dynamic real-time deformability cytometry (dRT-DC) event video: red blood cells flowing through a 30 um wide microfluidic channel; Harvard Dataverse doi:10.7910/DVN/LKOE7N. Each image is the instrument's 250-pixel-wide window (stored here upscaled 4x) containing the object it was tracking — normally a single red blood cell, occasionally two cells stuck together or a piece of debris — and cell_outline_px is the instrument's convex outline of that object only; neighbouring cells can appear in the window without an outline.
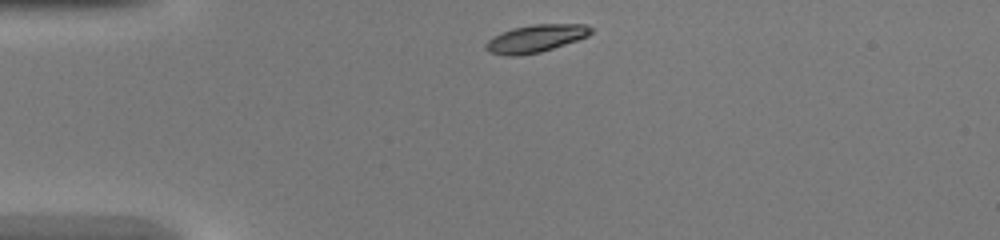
{"species": "common noctule bat (a hibernating species)", "species_latin": "Nyctalus noctula", "temperature_condition": "warm", "stored_images_in_passage": 35, "camera_frame_rate_fps": 3000, "um_per_image_px": 0.085, "animal": {"sex": "female", "body_mass_g": 20.0, "forearm_length_mm": 54.0}, "frame": {"image": 1, "passage_image": 1, "time_ms": 0.0, "image_size_px": [1000, 240], "cell_outline_px": [[592, 32], [588, 36], [540, 52], [520, 56], [504, 56], [488, 52], [484, 48], [484, 44], [492, 36], [512, 28], [532, 24], [584, 24], [592, 28]], "centroid_in_image_um": [45.46, 3.28], "position_along_channel_um": 39.5, "area_um2": 16.99}}
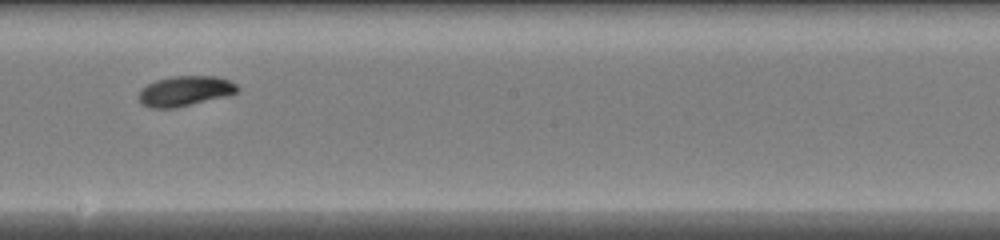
{"frame": {"image": 2, "passage_image": 16, "time_ms": 5.0, "image_size_px": [1000, 240], "cell_outline_px": [[240, 92], [228, 96], [172, 108], [148, 108], [140, 104], [136, 96], [140, 88], [156, 80], [172, 76], [216, 76], [228, 80], [236, 84], [240, 88]], "centroid_in_image_um": [15.69, 7.74], "position_along_channel_um": 232.5, "area_um2": 17.63}}
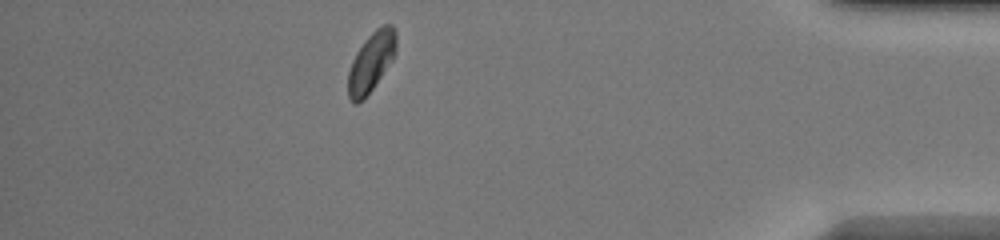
{"frame": {"image": 3, "passage_image": 30, "time_ms": 9.667, "image_size_px": [1000, 240], "cell_outline_px": [[396, 52], [392, 60], [364, 100], [356, 104], [352, 104], [348, 96], [348, 72], [352, 60], [356, 52], [364, 40], [376, 28], [384, 24], [392, 24], [396, 32]], "centroid_in_image_um": [31.54, 5.27], "position_along_channel_um": 403.7, "area_um2": 16.76}}